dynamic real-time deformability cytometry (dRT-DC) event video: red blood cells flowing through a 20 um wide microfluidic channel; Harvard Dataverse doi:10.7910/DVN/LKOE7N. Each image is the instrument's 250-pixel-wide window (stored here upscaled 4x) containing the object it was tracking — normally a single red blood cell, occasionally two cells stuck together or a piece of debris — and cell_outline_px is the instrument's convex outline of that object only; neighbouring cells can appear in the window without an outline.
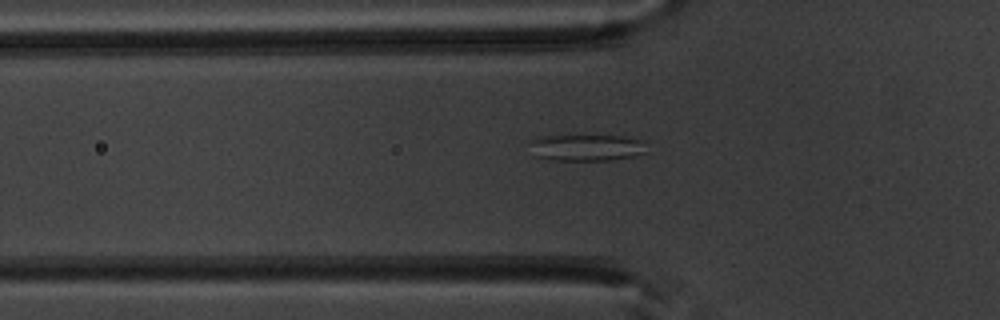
{"species": "common noctule bat (a hibernating species)", "species_latin": "Nyctalus noctula", "temperature_condition": "warm", "stored_images_in_passage": 38, "camera_frame_rate_fps": 3000, "um_per_image_px": 0.085, "animal": {"sex": "male", "body_mass_g": 20.1, "forearm_length_mm": 53.5}, "frame": {"image": 1, "passage_image": 7, "time_ms": 2.0, "image_size_px": [1000, 320], "cell_outline_px": [[644, 152], [632, 156], [612, 160], [552, 160], [536, 156], [532, 140], [540, 136], [624, 136], [644, 140]], "centroid_in_image_um": [49.9, 12.54], "position_along_channel_um": 75.9, "area_um2": 17.63}}
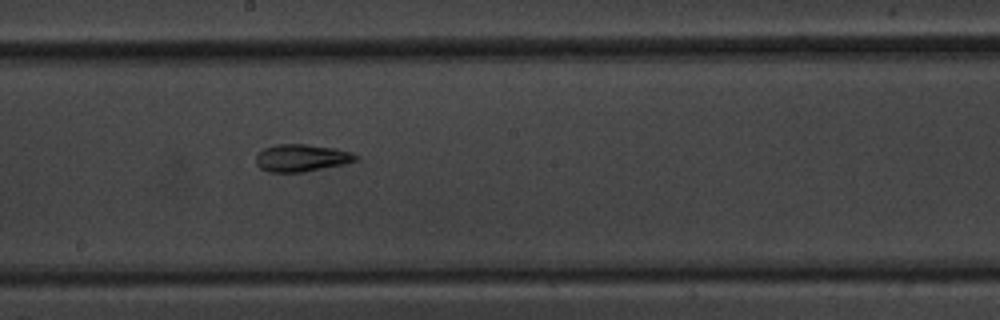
{"frame": {"image": 2, "passage_image": 18, "time_ms": 5.667, "image_size_px": [1000, 320], "cell_outline_px": [[360, 160], [344, 164], [304, 172], [268, 172], [260, 168], [256, 164], [256, 156], [264, 148], [276, 144], [308, 144], [336, 148], [352, 152], [360, 156]], "centroid_in_image_um": [25.68, 13.42], "position_along_channel_um": 222.5, "area_um2": 16.13}}
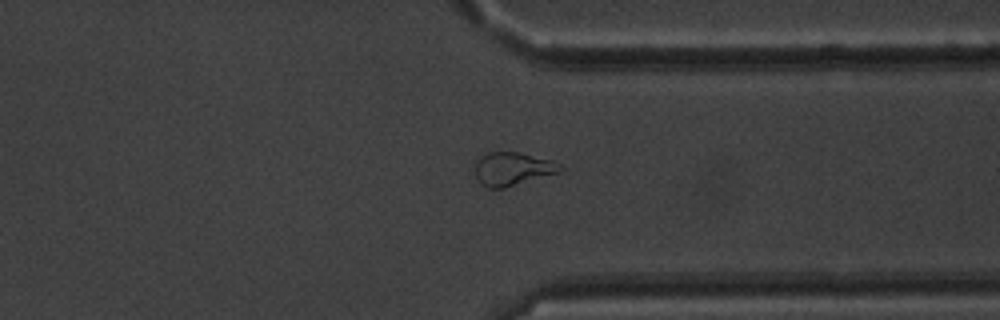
{"frame": {"image": 3, "passage_image": 29, "time_ms": 9.333, "image_size_px": [1000, 320], "cell_outline_px": [[564, 168], [560, 172], [504, 188], [488, 188], [480, 184], [476, 176], [476, 160], [480, 156], [488, 152], [516, 152], [552, 160], [560, 164]], "centroid_in_image_um": [43.56, 14.36], "position_along_channel_um": 367.8, "area_um2": 16.47}, "authors_computed_cell_mechanics": {"area_um2": 16.2996, "velocity_mm_per_s": 3.9719, "shape_relaxation_time_tau1_ms": null, "shape_relaxation_time_tau2_ms": 2.048, "deformation_change_tau1": null, "deformation_change_tau2": 0.0874}}